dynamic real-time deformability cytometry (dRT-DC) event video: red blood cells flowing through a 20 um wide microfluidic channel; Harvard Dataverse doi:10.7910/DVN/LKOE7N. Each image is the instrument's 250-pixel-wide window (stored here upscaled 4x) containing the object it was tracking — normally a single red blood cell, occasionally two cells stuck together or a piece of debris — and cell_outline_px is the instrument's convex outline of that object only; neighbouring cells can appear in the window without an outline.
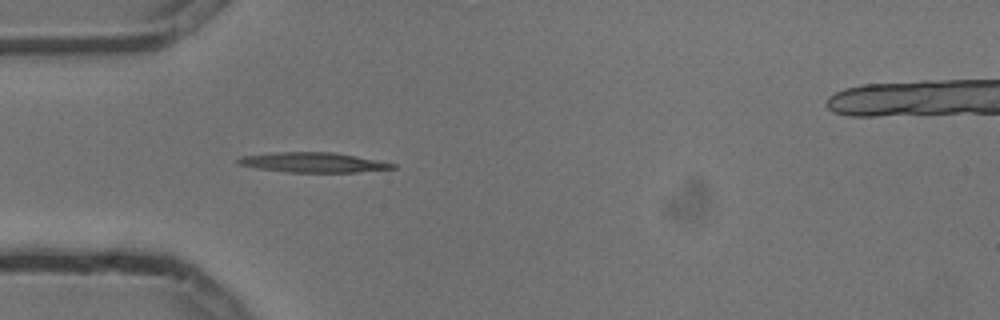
{"species": "common noctule bat (a hibernating species)", "species_latin": "Nyctalus noctula", "temperature_condition": "cold", "stored_images_in_passage": 4, "camera_frame_rate_fps": 3000, "um_per_image_px": 0.085, "animal": {"sex": "male", "body_mass_g": 13.3}, "frame": {"image": 1, "passage_image": 4, "time_ms": 1.0, "image_size_px": [1000, 320], "cell_outline_px": [[396, 168], [356, 172], [288, 172], [256, 168], [236, 164], [236, 160], [240, 156], [276, 152], [332, 152], [356, 156], [396, 164]], "centroid_in_image_um": [26.55, 13.8], "position_along_channel_um": 58.4, "area_um2": 17.86}}